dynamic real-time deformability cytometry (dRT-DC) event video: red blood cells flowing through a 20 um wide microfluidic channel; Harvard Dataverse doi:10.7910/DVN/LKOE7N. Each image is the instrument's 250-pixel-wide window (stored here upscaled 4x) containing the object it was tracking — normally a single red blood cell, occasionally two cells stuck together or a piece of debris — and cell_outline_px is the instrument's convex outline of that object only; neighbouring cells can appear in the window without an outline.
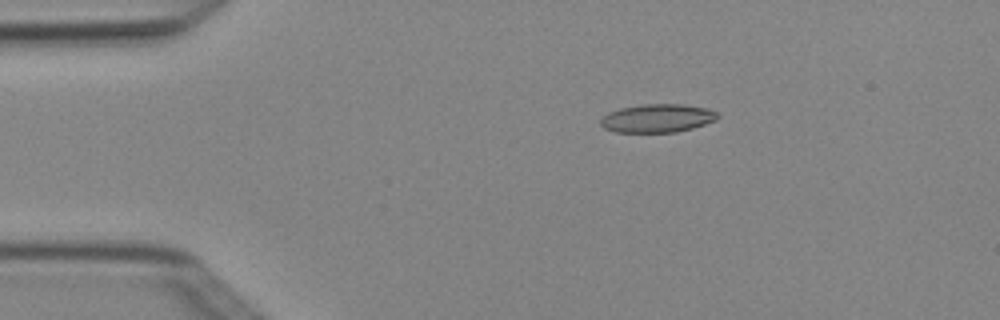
{"species": "Egyptian fruit bat (a non-hibernating species)", "species_latin": "Rousettus aegyptiacus", "temperature_condition": "cold", "stored_images_in_passage": 4, "camera_frame_rate_fps": 3000, "um_per_image_px": 0.085, "animal": {"sex": "female"}, "frame": {"image": 1, "passage_image": 2, "time_ms": 0.333, "image_size_px": [1000, 320], "cell_outline_px": [[720, 116], [716, 120], [692, 128], [676, 132], [616, 132], [604, 128], [600, 124], [600, 120], [608, 112], [620, 108], [644, 104], [684, 104], [708, 108], [716, 112]], "centroid_in_image_um": [55.89, 10.04], "position_along_channel_um": 29.1, "area_um2": 19.36}}
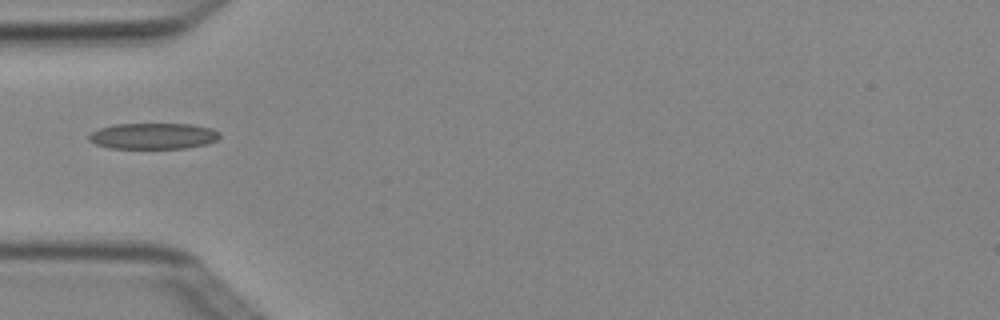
{"frame": {"image": 2, "passage_image": 3, "time_ms": 0.667, "image_size_px": [1000, 320], "cell_outline_px": [[220, 136], [216, 140], [208, 144], [184, 148], [108, 148], [96, 144], [88, 140], [88, 136], [92, 132], [100, 128], [116, 124], [192, 124], [212, 128], [220, 132]], "centroid_in_image_um": [13.05, 11.56], "position_along_channel_um": 72.0, "area_um2": 19.88}}
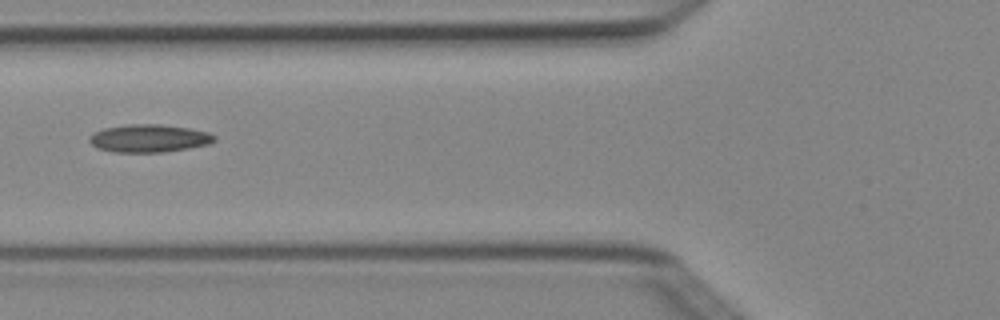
{"frame": {"image": 3, "passage_image": 4, "time_ms": 1.0, "image_size_px": [1000, 320], "cell_outline_px": [[216, 140], [208, 144], [188, 148], [160, 152], [112, 152], [100, 148], [92, 144], [88, 140], [92, 132], [104, 128], [128, 124], [160, 124], [188, 128], [208, 132], [216, 136]], "centroid_in_image_um": [12.65, 11.75], "position_along_channel_um": 113.1, "area_um2": 20.17}}